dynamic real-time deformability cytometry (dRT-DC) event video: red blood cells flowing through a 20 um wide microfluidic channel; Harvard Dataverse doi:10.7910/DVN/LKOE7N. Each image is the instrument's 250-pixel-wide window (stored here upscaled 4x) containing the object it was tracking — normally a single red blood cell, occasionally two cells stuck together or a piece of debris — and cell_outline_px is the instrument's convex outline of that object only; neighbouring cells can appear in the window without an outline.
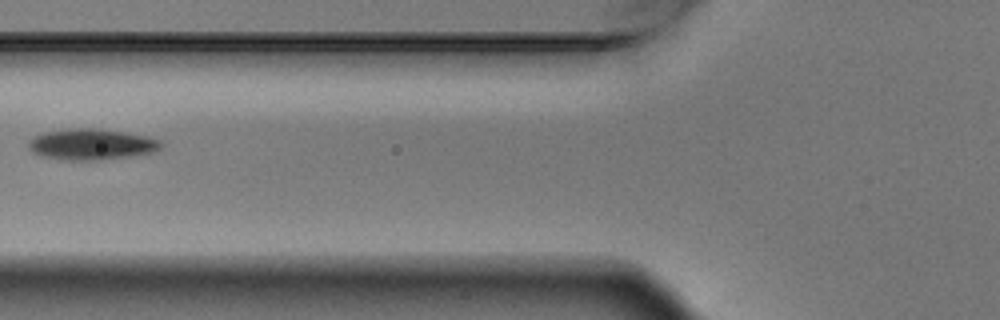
{"species": "Egyptian fruit bat (a non-hibernating species)", "species_latin": "Rousettus aegyptiacus", "temperature_condition": "warm", "stored_images_in_passage": 2, "camera_frame_rate_fps": 3000, "um_per_image_px": 0.085, "animal": {"sex": "male"}, "frame": {"image": 1, "passage_image": 2, "time_ms": 0.333, "image_size_px": [1000, 320], "cell_outline_px": [[164, 144], [160, 148], [152, 152], [128, 156], [96, 160], [68, 160], [44, 156], [32, 152], [28, 148], [28, 144], [36, 136], [44, 132], [68, 128], [100, 128], [148, 136], [160, 140]], "centroid_in_image_um": [7.8, 12.25], "position_along_channel_um": 118.0, "area_um2": 23.76}}